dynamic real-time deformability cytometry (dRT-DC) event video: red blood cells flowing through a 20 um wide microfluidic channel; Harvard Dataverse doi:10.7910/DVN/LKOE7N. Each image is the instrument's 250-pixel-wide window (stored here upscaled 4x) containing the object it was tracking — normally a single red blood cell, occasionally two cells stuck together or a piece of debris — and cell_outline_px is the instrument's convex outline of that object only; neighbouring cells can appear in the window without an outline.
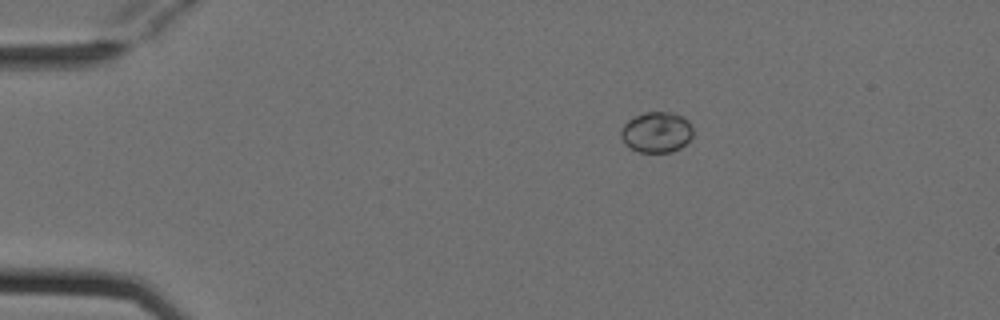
{"species": "Egyptian fruit bat (a non-hibernating species)", "species_latin": "Rousettus aegyptiacus", "temperature_condition": "cold", "stored_images_in_passage": 7, "camera_frame_rate_fps": 3000, "um_per_image_px": 0.085, "animal": {"sex": "female"}, "frame": {"image": 1, "passage_image": 1, "time_ms": 0.0, "image_size_px": [1000, 320], "cell_outline_px": [[692, 136], [680, 148], [672, 152], [640, 152], [624, 144], [620, 136], [620, 132], [624, 124], [628, 120], [644, 112], [672, 112], [684, 116], [692, 124]], "centroid_in_image_um": [55.81, 11.22], "position_along_channel_um": 29.2, "area_um2": 17.17}}
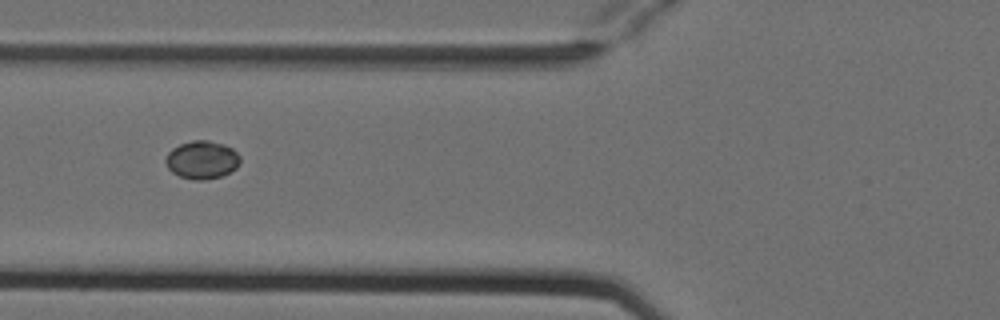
{"frame": {"image": 2, "passage_image": 4, "time_ms": 1.0, "image_size_px": [1000, 320], "cell_outline_px": [[240, 160], [236, 168], [220, 176], [204, 180], [192, 180], [180, 176], [172, 172], [168, 168], [164, 160], [168, 152], [172, 148], [180, 144], [192, 140], [208, 140], [224, 144], [232, 148], [240, 156]], "centroid_in_image_um": [17.14, 13.58], "position_along_channel_um": 108.7, "area_um2": 16.53}}
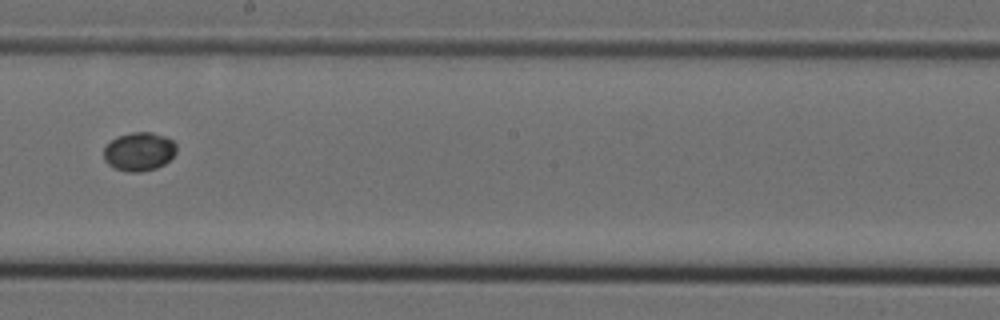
{"frame": {"image": 3, "passage_image": 7, "time_ms": 2.0, "image_size_px": [1000, 320], "cell_outline_px": [[176, 152], [164, 164], [156, 168], [140, 172], [128, 172], [116, 168], [108, 164], [104, 160], [104, 148], [116, 136], [132, 132], [152, 132], [164, 136], [172, 140], [176, 144]], "centroid_in_image_um": [11.82, 12.87], "position_along_channel_um": 236.4, "area_um2": 16.3}}